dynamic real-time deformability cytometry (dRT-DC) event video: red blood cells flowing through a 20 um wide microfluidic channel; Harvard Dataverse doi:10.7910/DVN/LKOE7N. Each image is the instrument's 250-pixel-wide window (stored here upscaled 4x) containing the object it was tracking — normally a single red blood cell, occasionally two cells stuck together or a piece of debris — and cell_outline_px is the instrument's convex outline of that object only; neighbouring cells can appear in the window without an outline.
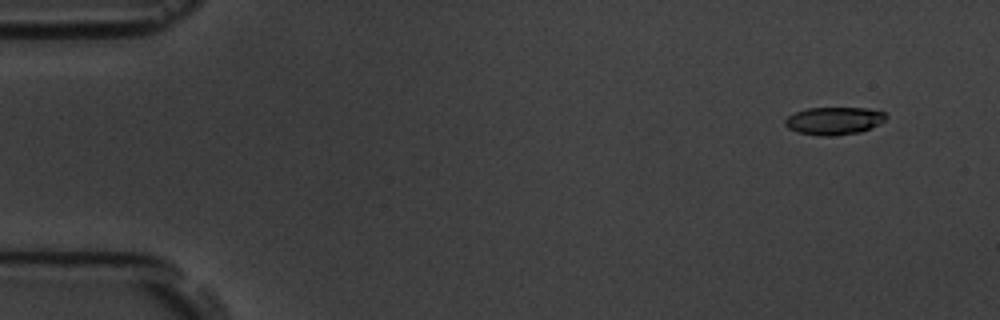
{"species": "common noctule bat (a hibernating species)", "species_latin": "Nyctalus noctula", "temperature_condition": "room temperature", "stored_images_in_passage": 5, "camera_frame_rate_fps": 3000, "um_per_image_px": 0.085, "animal": {"sex": "male", "body_mass_g": 19.5, "forearm_length_mm": 54.6}, "frame": {"image": 1, "passage_image": 2, "time_ms": 1.333, "image_size_px": [1000, 320], "cell_outline_px": [[888, 116], [884, 120], [872, 128], [860, 132], [836, 136], [820, 136], [796, 132], [788, 128], [784, 124], [784, 120], [788, 116], [796, 112], [808, 108], [868, 108], [884, 112]], "centroid_in_image_um": [70.89, 10.28], "position_along_channel_um": 14.1, "area_um2": 16.42}}
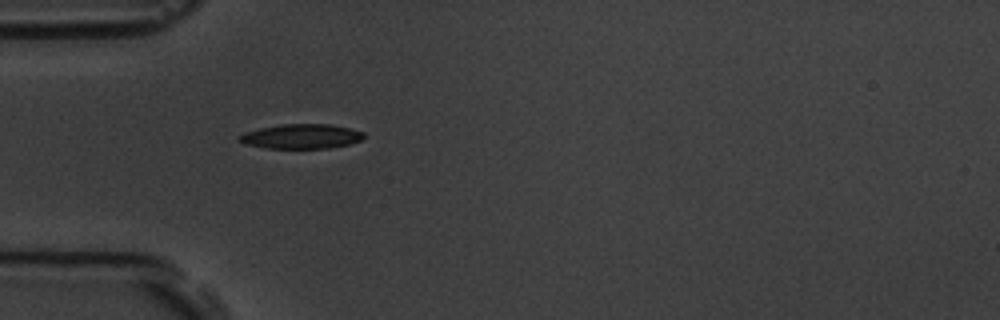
{"frame": {"image": 2, "passage_image": 5, "time_ms": 5.667, "image_size_px": [1000, 320], "cell_outline_px": [[364, 136], [360, 140], [348, 144], [332, 148], [264, 148], [244, 144], [236, 136], [244, 132], [260, 128], [284, 124], [332, 124], [364, 132]], "centroid_in_image_um": [25.58, 11.59], "position_along_channel_um": 59.4, "area_um2": 17.86}}